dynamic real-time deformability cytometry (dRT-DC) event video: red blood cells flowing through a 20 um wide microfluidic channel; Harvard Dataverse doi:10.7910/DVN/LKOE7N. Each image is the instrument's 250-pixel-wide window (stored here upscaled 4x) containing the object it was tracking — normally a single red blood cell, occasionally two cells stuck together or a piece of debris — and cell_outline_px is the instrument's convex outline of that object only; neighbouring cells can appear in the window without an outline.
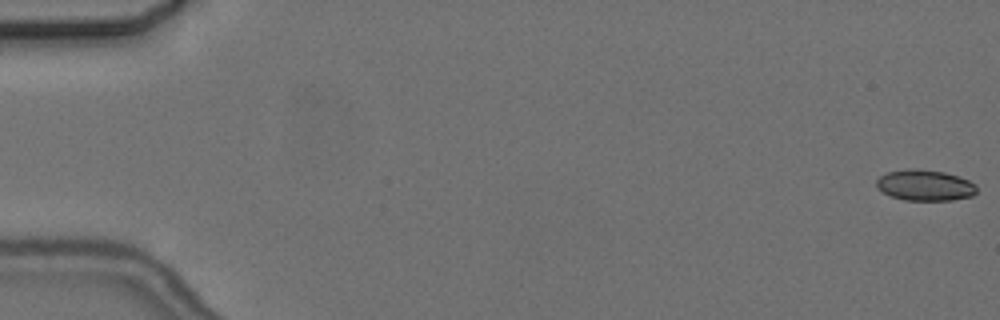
{"species": "common noctule bat (a hibernating species)", "species_latin": "Nyctalus noctula", "temperature_condition": "cold", "stored_images_in_passage": 4, "camera_frame_rate_fps": 3000, "um_per_image_px": 0.085, "animal": {"sex": "female", "body_mass_g": 24.6, "forearm_length_mm": 56.2}, "frame": {"image": 1, "passage_image": 1, "time_ms": 0.0, "image_size_px": [1000, 320], "cell_outline_px": [[976, 192], [972, 196], [952, 200], [904, 200], [880, 192], [876, 188], [876, 180], [880, 176], [888, 172], [908, 168], [944, 172], [968, 180], [976, 184]], "centroid_in_image_um": [78.58, 15.75], "position_along_channel_um": 6.4, "area_um2": 18.03}}
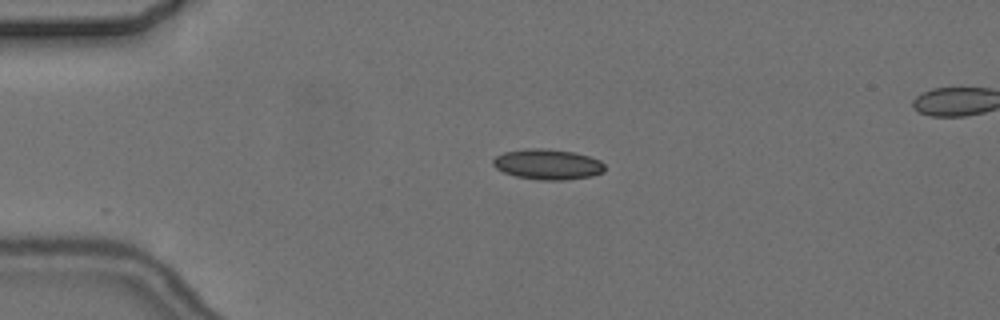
{"frame": {"image": 2, "passage_image": 4, "time_ms": 4.333, "image_size_px": [1000, 320], "cell_outline_px": [[604, 172], [592, 176], [564, 180], [540, 180], [516, 176], [504, 172], [496, 168], [492, 164], [492, 160], [496, 156], [504, 152], [524, 148], [548, 148], [572, 152], [588, 156], [600, 160], [604, 164]], "centroid_in_image_um": [46.54, 13.96], "position_along_channel_um": 38.5, "area_um2": 19.88}}